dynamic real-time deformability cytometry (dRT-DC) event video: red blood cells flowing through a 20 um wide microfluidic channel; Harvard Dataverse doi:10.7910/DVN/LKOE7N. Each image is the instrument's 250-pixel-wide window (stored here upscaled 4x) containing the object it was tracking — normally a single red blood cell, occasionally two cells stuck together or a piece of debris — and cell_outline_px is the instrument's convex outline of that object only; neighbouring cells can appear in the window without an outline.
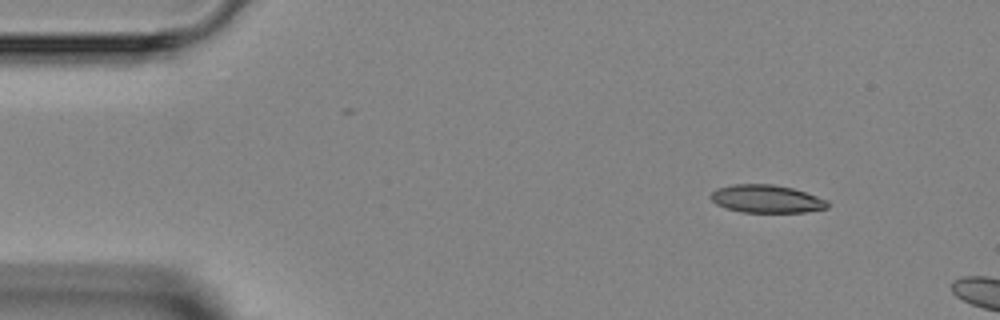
{"species": "Egyptian fruit bat (a non-hibernating species)", "species_latin": "Rousettus aegyptiacus", "temperature_condition": "room temperature", "stored_images_in_passage": 4, "camera_frame_rate_fps": 3000, "um_per_image_px": 0.085, "animal": {"sex": "female"}, "frame": {"image": 1, "passage_image": 2, "time_ms": 1.333, "image_size_px": [1000, 320], "cell_outline_px": [[828, 208], [804, 212], [740, 212], [716, 204], [708, 196], [716, 188], [732, 184], [772, 184], [792, 188], [828, 200]], "centroid_in_image_um": [65.12, 16.9], "position_along_channel_um": 19.9, "area_um2": 18.96}}